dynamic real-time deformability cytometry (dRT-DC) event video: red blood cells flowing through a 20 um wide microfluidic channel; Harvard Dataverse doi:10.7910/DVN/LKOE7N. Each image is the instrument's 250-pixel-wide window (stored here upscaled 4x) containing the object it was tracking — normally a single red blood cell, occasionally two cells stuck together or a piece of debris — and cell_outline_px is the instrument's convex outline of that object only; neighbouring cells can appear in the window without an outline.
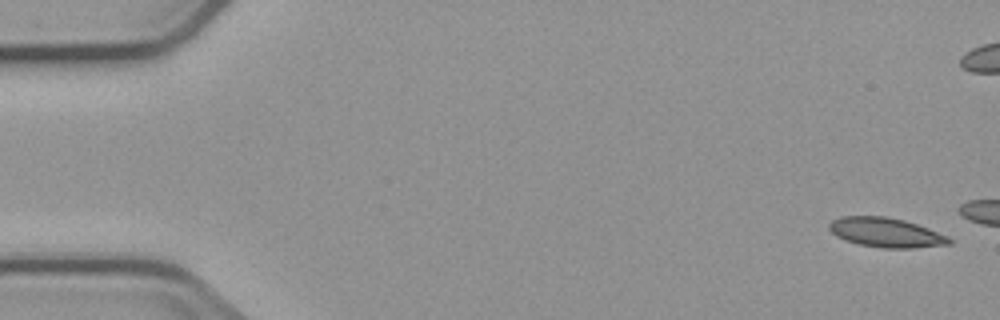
{"species": "common noctule bat (a hibernating species)", "species_latin": "Nyctalus noctula", "temperature_condition": "cold", "stored_images_in_passage": 11, "camera_frame_rate_fps": 3000, "um_per_image_px": 0.085, "animal": {"sex": "male", "body_mass_g": 23.1, "forearm_length_mm": 52.7}, "frame": {"image": 1, "passage_image": 1, "time_ms": 0.0, "image_size_px": [1000, 320], "cell_outline_px": [[952, 244], [916, 248], [884, 248], [860, 244], [844, 240], [836, 236], [828, 228], [828, 224], [832, 220], [840, 216], [884, 216], [904, 220], [928, 228], [948, 236], [952, 240]], "centroid_in_image_um": [75.31, 19.76], "position_along_channel_um": 9.7, "area_um2": 20.69}}
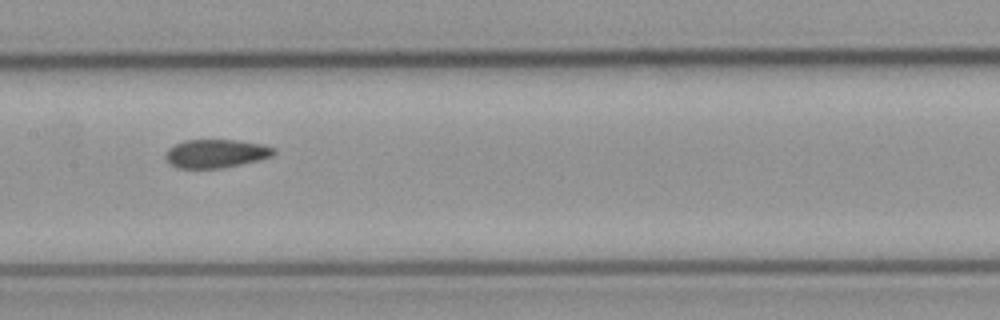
{"frame": {"image": 2, "passage_image": 10, "time_ms": 11.333, "image_size_px": [1000, 320], "cell_outline_px": [[276, 152], [272, 156], [260, 160], [220, 168], [176, 168], [164, 156], [168, 148], [184, 140], [236, 140], [264, 144], [276, 148]], "centroid_in_image_um": [18.39, 13.04], "position_along_channel_um": 189.0, "area_um2": 17.98}}
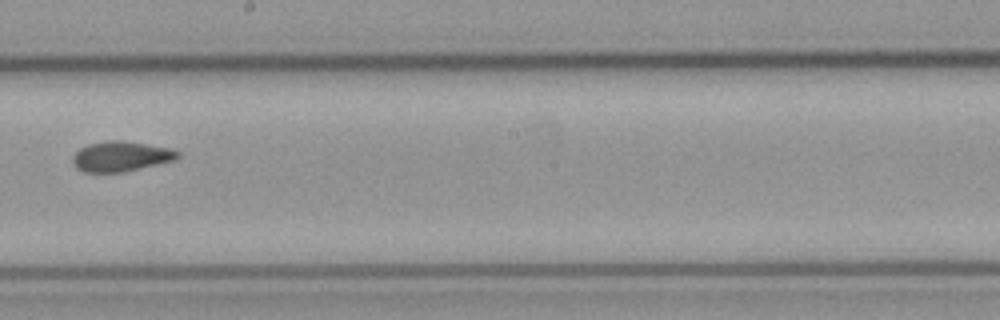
{"frame": {"image": 3, "passage_image": 11, "time_ms": 12.667, "image_size_px": [1000, 320], "cell_outline_px": [[180, 156], [176, 160], [120, 172], [84, 172], [76, 168], [72, 160], [72, 156], [80, 148], [88, 144], [108, 140], [124, 140], [168, 148], [180, 152]], "centroid_in_image_um": [10.26, 13.28], "position_along_channel_um": 237.9, "area_um2": 18.32}}